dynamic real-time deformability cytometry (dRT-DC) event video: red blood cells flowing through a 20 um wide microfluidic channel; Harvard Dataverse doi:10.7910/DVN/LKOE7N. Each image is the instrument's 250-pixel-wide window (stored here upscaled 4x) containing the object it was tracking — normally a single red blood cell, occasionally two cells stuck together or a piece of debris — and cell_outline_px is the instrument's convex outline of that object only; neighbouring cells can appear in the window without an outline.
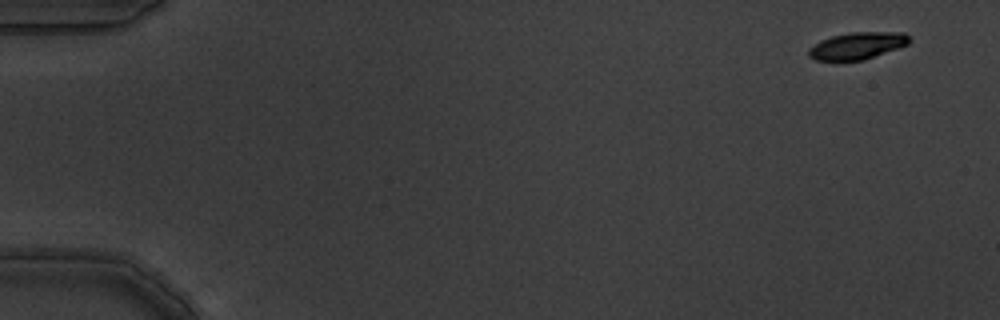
{"species": "common noctule bat (a hibernating species)", "species_latin": "Nyctalus noctula", "temperature_condition": "warm", "stored_images_in_passage": 5, "camera_frame_rate_fps": 3000, "um_per_image_px": 0.085, "animal": {"sex": "male", "body_mass_g": 19.5, "forearm_length_mm": 54.6}, "frame": {"image": 1, "passage_image": 1, "time_ms": 0.0, "image_size_px": [1000, 320], "cell_outline_px": [[908, 44], [864, 60], [816, 60], [808, 56], [808, 48], [820, 40], [832, 36], [852, 32], [904, 32], [908, 36]], "centroid_in_image_um": [72.83, 3.88], "position_along_channel_um": 12.2, "area_um2": 15.66}}
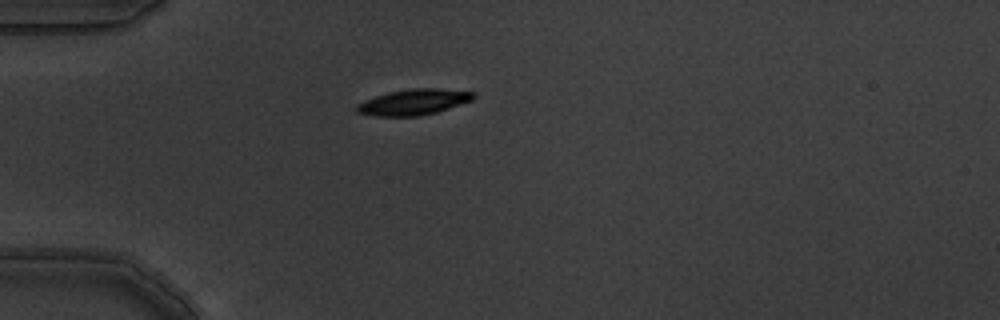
{"frame": {"image": 2, "passage_image": 5, "time_ms": 1.333, "image_size_px": [1000, 320], "cell_outline_px": [[476, 96], [472, 100], [436, 112], [416, 116], [376, 116], [356, 112], [356, 104], [364, 100], [388, 92], [412, 88], [440, 88], [472, 92]], "centroid_in_image_um": [35.13, 8.67], "position_along_channel_um": 49.9, "area_um2": 17.4}}